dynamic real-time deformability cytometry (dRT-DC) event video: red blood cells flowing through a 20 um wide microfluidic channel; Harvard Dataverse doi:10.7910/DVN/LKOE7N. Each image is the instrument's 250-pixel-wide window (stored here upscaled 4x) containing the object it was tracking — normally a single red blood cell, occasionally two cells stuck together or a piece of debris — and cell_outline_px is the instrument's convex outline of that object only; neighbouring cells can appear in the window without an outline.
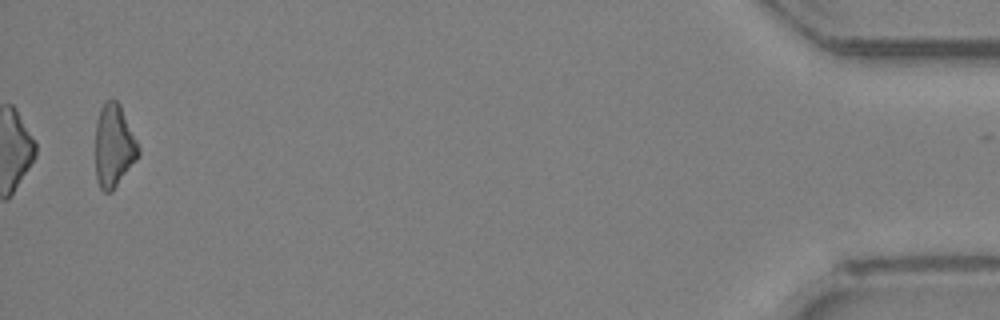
{"species": "Egyptian fruit bat (a non-hibernating species)", "species_latin": "Rousettus aegyptiacus", "temperature_condition": "room temperature", "stored_images_in_passage": 25, "camera_frame_rate_fps": 3000, "um_per_image_px": 0.085, "animal": {"sex": "female"}, "frame": {"image": 1, "passage_image": 25, "time_ms": 8.0, "image_size_px": [1000, 320], "cell_outline_px": [[140, 152], [136, 160], [112, 192], [104, 192], [100, 188], [96, 180], [96, 120], [100, 108], [104, 100], [116, 100], [120, 104], [140, 148]], "centroid_in_image_um": [9.67, 12.39], "position_along_channel_um": 425.5, "area_um2": 20.81}}